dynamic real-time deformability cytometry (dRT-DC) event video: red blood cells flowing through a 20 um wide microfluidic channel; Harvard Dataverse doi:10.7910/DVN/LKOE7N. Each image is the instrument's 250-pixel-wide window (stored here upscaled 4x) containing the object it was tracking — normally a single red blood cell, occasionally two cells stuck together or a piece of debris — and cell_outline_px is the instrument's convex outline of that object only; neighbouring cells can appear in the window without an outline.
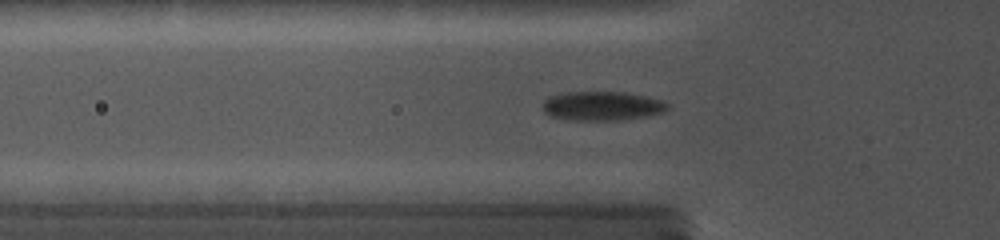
{"species": "common noctule bat (a hibernating species)", "species_latin": "Nyctalus noctula", "temperature_condition": "cold", "stored_images_in_passage": 33, "camera_frame_rate_fps": 5000, "um_per_image_px": 0.085, "animal": {"sex": "female", "body_mass_g": 19.0, "forearm_length_mm": 56.7}, "frame": {"image": 1, "passage_image": 6, "time_ms": 1.8, "image_size_px": [1000, 240], "cell_outline_px": [[668, 108], [664, 112], [648, 116], [620, 120], [572, 120], [548, 116], [544, 112], [544, 100], [552, 96], [568, 92], [624, 92], [644, 96], [660, 100], [668, 104]], "centroid_in_image_um": [51.18, 9.02], "position_along_channel_um": 74.6, "area_um2": 21.04}}
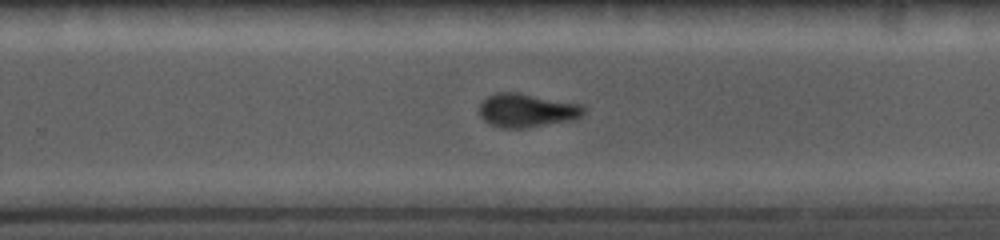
{"frame": {"image": 2, "passage_image": 21, "time_ms": 7.2, "image_size_px": [1000, 240], "cell_outline_px": [[584, 116], [576, 120], [528, 128], [500, 128], [488, 124], [480, 116], [480, 104], [488, 96], [500, 92], [516, 92], [580, 104], [584, 108]], "centroid_in_image_um": [44.8, 9.41], "position_along_channel_um": 285.0, "area_um2": 20.63}}
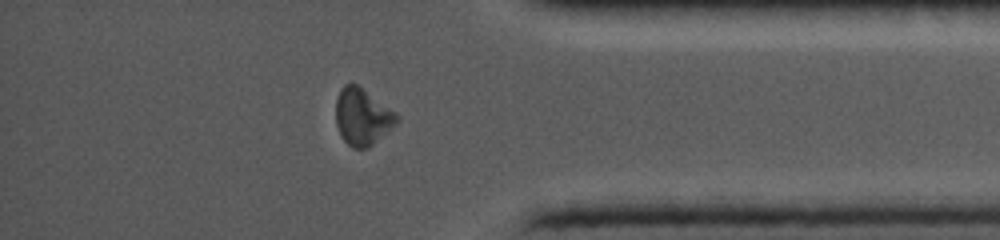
{"frame": {"image": 3, "passage_image": 30, "time_ms": 10.4, "image_size_px": [1000, 240], "cell_outline_px": [[400, 120], [396, 124], [368, 148], [352, 148], [340, 136], [336, 124], [336, 100], [344, 84], [356, 84], [396, 112], [400, 116]], "centroid_in_image_um": [30.81, 9.94], "position_along_channel_um": 404.4, "area_um2": 20.0}}